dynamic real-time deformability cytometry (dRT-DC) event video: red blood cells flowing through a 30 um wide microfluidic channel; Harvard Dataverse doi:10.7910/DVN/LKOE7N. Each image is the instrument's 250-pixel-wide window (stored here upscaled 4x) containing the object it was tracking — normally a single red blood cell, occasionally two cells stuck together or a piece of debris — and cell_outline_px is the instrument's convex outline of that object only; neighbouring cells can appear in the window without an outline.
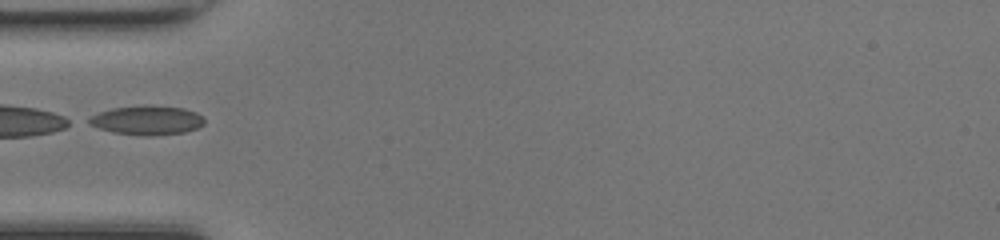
{"species": "common noctule bat (a hibernating species)", "species_latin": "Nyctalus noctula", "temperature_condition": "room temperature", "stored_images_in_passage": 32, "camera_frame_rate_fps": 3000, "um_per_image_px": 0.085, "animal": {"sex": "female", "body_mass_g": 17.0, "forearm_length_mm": 48.0}, "frame": {"image": 1, "passage_image": 1, "time_ms": 0.0, "image_size_px": [1000, 240], "cell_outline_px": [[204, 124], [196, 128], [184, 132], [156, 136], [144, 136], [112, 132], [88, 124], [84, 120], [100, 112], [112, 108], [144, 104], [184, 108], [196, 112], [204, 116]], "centroid_in_image_um": [12.49, 10.21], "position_along_channel_um": 72.5, "area_um2": 19.94}}
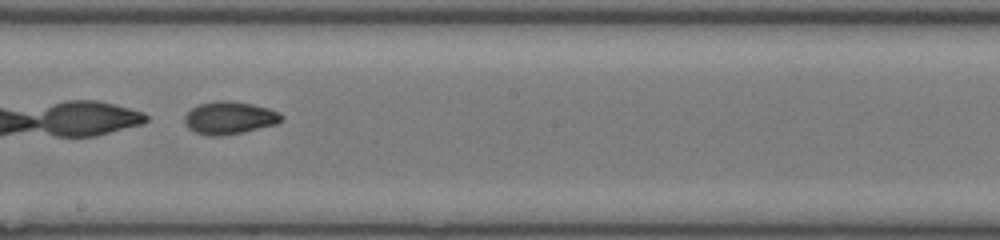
{"frame": {"image": 2, "passage_image": 12, "time_ms": 3.667, "image_size_px": [1000, 240], "cell_outline_px": [[284, 120], [276, 124], [244, 132], [220, 136], [208, 136], [196, 132], [188, 128], [184, 124], [184, 116], [192, 108], [200, 104], [216, 100], [228, 100], [252, 104], [268, 108], [280, 112], [284, 116]], "centroid_in_image_um": [19.52, 10.02], "position_along_channel_um": 228.7, "area_um2": 18.61}}
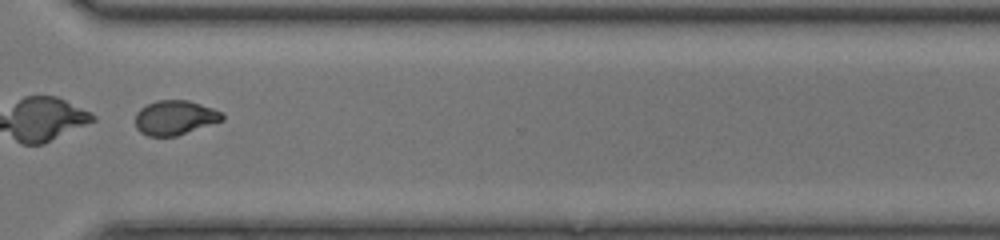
{"frame": {"image": 3, "passage_image": 21, "time_ms": 6.667, "image_size_px": [1000, 240], "cell_outline_px": [[224, 120], [176, 136], [148, 136], [140, 132], [136, 128], [136, 112], [140, 108], [156, 100], [188, 100], [224, 112]], "centroid_in_image_um": [14.87, 10.0], "position_along_channel_um": 355.7, "area_um2": 17.51}}